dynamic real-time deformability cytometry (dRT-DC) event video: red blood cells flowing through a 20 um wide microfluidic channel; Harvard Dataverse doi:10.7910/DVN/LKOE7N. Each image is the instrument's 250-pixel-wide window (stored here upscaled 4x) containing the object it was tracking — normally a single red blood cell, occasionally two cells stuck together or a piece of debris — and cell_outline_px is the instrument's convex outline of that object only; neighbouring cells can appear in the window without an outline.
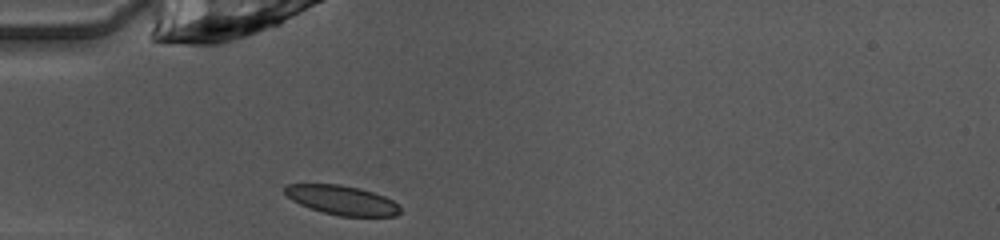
{"species": "common noctule bat (a hibernating species)", "species_latin": "Nyctalus noctula", "temperature_condition": "warm", "stored_images_in_passage": 35, "camera_frame_rate_fps": 3000, "um_per_image_px": 0.085, "animal": {"sex": "female", "body_mass_g": 10.0, "forearm_length_mm": 53.1}, "frame": {"image": 1, "passage_image": 1, "time_ms": 0.0, "image_size_px": [1000, 240], "cell_outline_px": [[400, 212], [396, 216], [340, 216], [324, 212], [300, 204], [292, 200], [284, 192], [284, 188], [288, 184], [340, 184], [360, 188], [384, 196], [392, 200], [400, 208]], "centroid_in_image_um": [29.07, 17.0], "position_along_channel_um": 55.9, "area_um2": 19.48}}
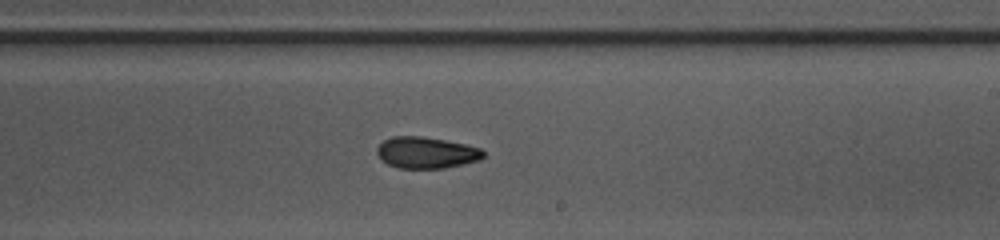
{"frame": {"image": 2, "passage_image": 16, "time_ms": 5.0, "image_size_px": [1000, 240], "cell_outline_px": [[484, 156], [480, 160], [464, 164], [444, 168], [400, 168], [388, 164], [380, 160], [376, 152], [376, 148], [384, 140], [392, 136], [420, 136], [444, 140], [464, 144], [480, 148], [484, 152]], "centroid_in_image_um": [36.21, 12.98], "position_along_channel_um": 252.8, "area_um2": 19.48}}
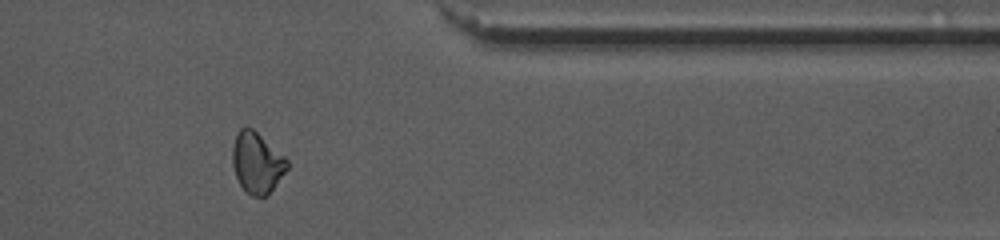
{"frame": {"image": 3, "passage_image": 27, "time_ms": 8.667, "image_size_px": [1000, 240], "cell_outline_px": [[288, 168], [272, 188], [264, 196], [252, 196], [244, 192], [236, 176], [232, 164], [232, 148], [236, 132], [240, 128], [252, 128], [284, 156], [288, 160]], "centroid_in_image_um": [21.8, 13.82], "position_along_channel_um": 389.6, "area_um2": 19.13}, "authors_computed_cell_mechanics": {"area_um2": 19.7676, "velocity_mm_per_s": 4.0481, "shape_relaxation_time_tau1_ms": 11.3413, "shape_relaxation_time_tau2_ms": 3.1788, "deformation_change_tau1": 0.1852, "deformation_change_tau2": 0.0827}}